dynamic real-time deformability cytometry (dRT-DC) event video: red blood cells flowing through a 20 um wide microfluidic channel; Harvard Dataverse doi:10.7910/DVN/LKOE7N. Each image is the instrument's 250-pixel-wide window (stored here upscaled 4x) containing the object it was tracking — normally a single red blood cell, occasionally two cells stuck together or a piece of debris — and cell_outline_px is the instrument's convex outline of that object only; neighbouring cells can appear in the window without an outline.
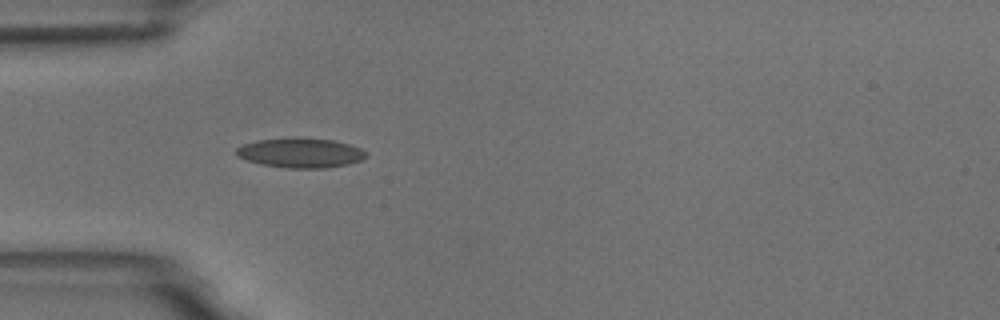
{"species": "common noctule bat (a hibernating species)", "species_latin": "Nyctalus noctula", "temperature_condition": "room temperature", "stored_images_in_passage": 5, "camera_frame_rate_fps": 3000, "um_per_image_px": 0.085, "animal": {"sex": "male", "body_mass_g": 18.8}, "frame": {"image": 1, "passage_image": 5, "time_ms": 4.333, "image_size_px": [1000, 320], "cell_outline_px": [[368, 156], [360, 160], [348, 164], [324, 168], [288, 168], [260, 164], [236, 156], [236, 148], [244, 144], [256, 140], [292, 136], [332, 140], [348, 144], [360, 148], [368, 152]], "centroid_in_image_um": [25.53, 12.97], "position_along_channel_um": 59.5, "area_um2": 22.72}}